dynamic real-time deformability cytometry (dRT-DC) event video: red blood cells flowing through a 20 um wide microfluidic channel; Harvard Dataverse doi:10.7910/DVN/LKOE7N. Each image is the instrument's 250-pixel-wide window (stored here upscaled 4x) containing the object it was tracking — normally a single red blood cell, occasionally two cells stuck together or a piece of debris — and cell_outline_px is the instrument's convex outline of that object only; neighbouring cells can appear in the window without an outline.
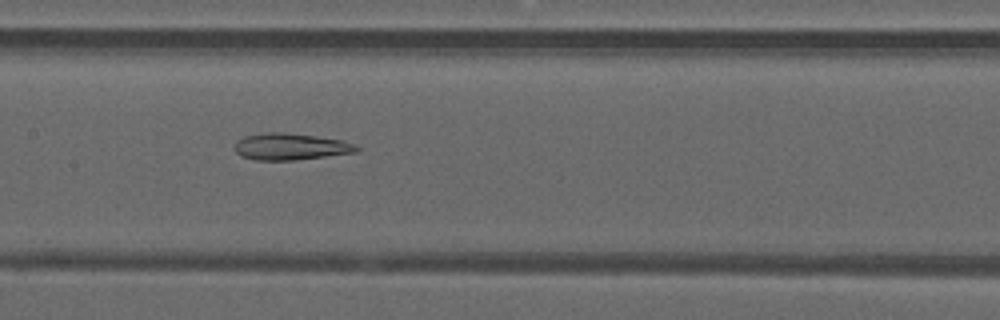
{"species": "common noctule bat (a hibernating species)", "species_latin": "Nyctalus noctula", "temperature_condition": "warm", "stored_images_in_passage": 14, "camera_frame_rate_fps": 3000, "um_per_image_px": 0.085, "animal": {"sex": "male", "forearm_length_mm": 52.5}, "frame": {"image": 1, "passage_image": 10, "time_ms": 3.0, "image_size_px": [1000, 320], "cell_outline_px": [[360, 148], [356, 152], [296, 160], [256, 160], [240, 156], [232, 148], [236, 140], [244, 136], [268, 132], [284, 132], [316, 136], [340, 140], [356, 144]], "centroid_in_image_um": [24.64, 12.46], "position_along_channel_um": 182.8, "area_um2": 19.07}}
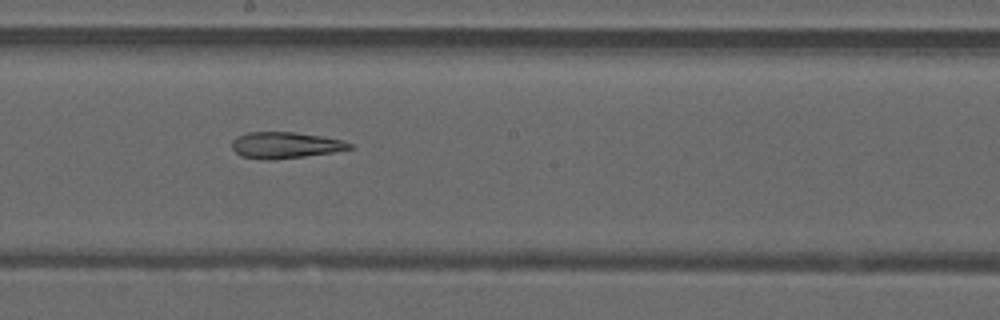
{"frame": {"image": 2, "passage_image": 13, "time_ms": 4.0, "image_size_px": [1000, 320], "cell_outline_px": [[352, 148], [332, 152], [304, 156], [272, 160], [260, 160], [240, 156], [232, 148], [232, 140], [236, 136], [248, 132], [296, 132], [320, 136], [340, 140], [352, 144]], "centroid_in_image_um": [24.17, 12.34], "position_along_channel_um": 224.0, "area_um2": 17.98}}